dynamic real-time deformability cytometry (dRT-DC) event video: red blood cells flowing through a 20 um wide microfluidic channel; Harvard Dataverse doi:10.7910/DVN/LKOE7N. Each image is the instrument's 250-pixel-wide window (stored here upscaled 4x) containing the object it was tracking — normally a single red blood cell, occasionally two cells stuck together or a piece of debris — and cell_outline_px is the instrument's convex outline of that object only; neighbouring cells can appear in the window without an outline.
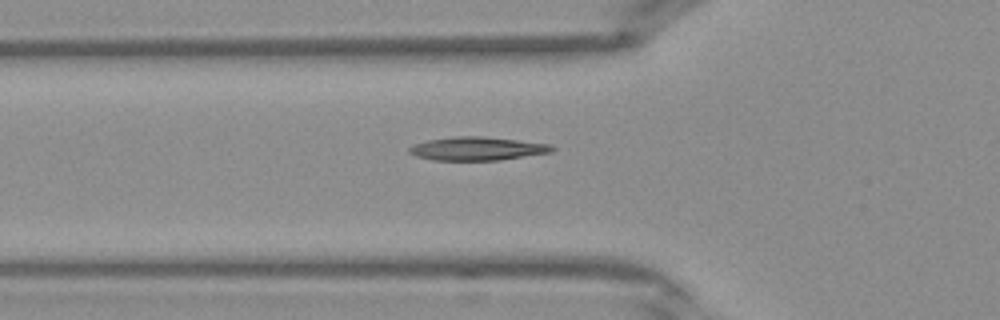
{"species": "Egyptian fruit bat (a non-hibernating species)", "species_latin": "Rousettus aegyptiacus", "temperature_condition": "warm", "stored_images_in_passage": 28, "camera_frame_rate_fps": 3000, "um_per_image_px": 0.085, "frame": {"image": 1, "passage_image": 2, "time_ms": 0.333, "image_size_px": [1000, 320], "cell_outline_px": [[556, 148], [552, 152], [500, 160], [432, 160], [416, 156], [408, 152], [408, 148], [412, 144], [428, 140], [452, 136], [484, 136], [552, 144]], "centroid_in_image_um": [40.56, 12.63], "position_along_channel_um": 85.2, "area_um2": 19.71}}
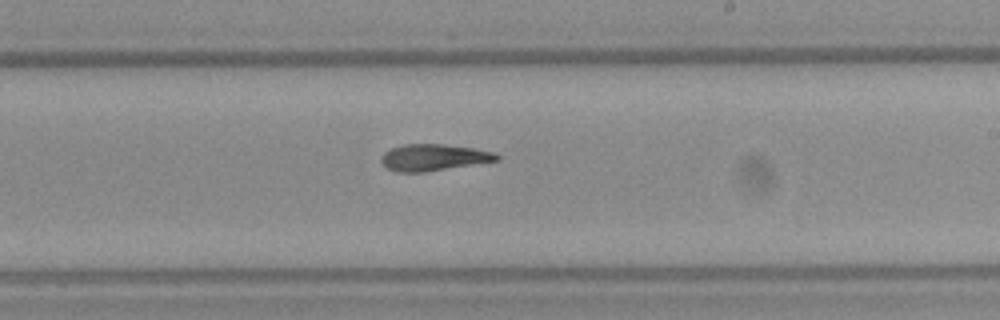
{"frame": {"image": 2, "passage_image": 12, "time_ms": 3.667, "image_size_px": [1000, 320], "cell_outline_px": [[500, 160], [424, 172], [396, 172], [388, 168], [380, 160], [380, 156], [384, 152], [392, 148], [404, 144], [444, 144], [472, 148], [496, 152], [500, 156]], "centroid_in_image_um": [36.86, 13.38], "position_along_channel_um": 252.1, "area_um2": 17.86}}
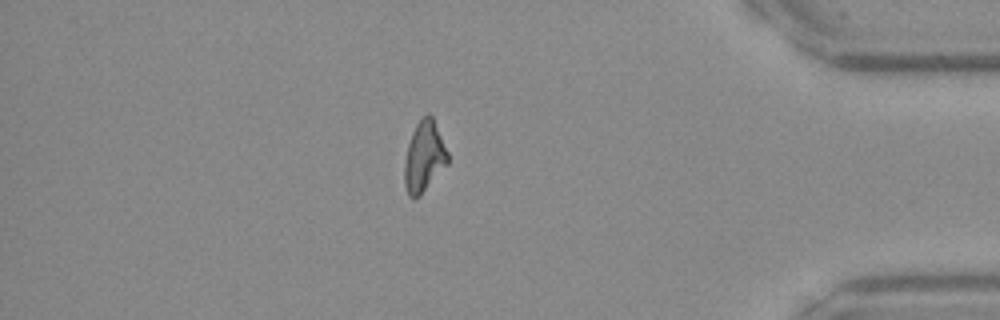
{"frame": {"image": 3, "passage_image": 23, "time_ms": 7.333, "image_size_px": [1000, 320], "cell_outline_px": [[448, 164], [420, 196], [412, 200], [408, 196], [404, 184], [404, 160], [408, 144], [412, 132], [416, 124], [428, 112], [432, 116], [448, 152]], "centroid_in_image_um": [36.04, 13.36], "position_along_channel_um": 399.2, "area_um2": 17.98}}